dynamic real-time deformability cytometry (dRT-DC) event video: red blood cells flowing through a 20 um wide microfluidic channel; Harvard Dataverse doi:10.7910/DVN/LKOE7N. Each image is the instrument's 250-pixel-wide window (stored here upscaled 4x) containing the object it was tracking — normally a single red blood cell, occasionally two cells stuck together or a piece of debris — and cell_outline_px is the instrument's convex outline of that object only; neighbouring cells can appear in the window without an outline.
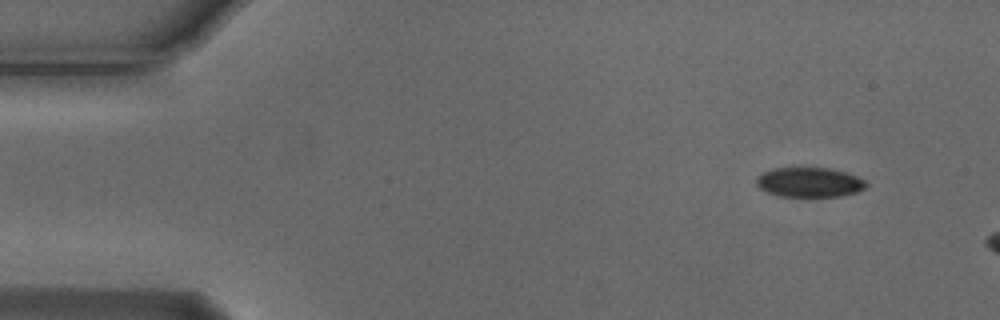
{"species": "Egyptian fruit bat (a non-hibernating species)", "species_latin": "Rousettus aegyptiacus", "temperature_condition": "cold", "stored_images_in_passage": 3, "camera_frame_rate_fps": 3000, "um_per_image_px": 0.085, "animal": {"sex": "male"}, "frame": {"image": 1, "passage_image": 1, "time_ms": 0.0, "image_size_px": [1000, 320], "cell_outline_px": [[868, 184], [864, 188], [856, 192], [840, 196], [776, 196], [764, 192], [756, 184], [756, 180], [764, 172], [772, 168], [828, 168], [844, 172], [856, 176], [864, 180]], "centroid_in_image_um": [68.77, 15.5], "position_along_channel_um": 16.2, "area_um2": 18.84}}